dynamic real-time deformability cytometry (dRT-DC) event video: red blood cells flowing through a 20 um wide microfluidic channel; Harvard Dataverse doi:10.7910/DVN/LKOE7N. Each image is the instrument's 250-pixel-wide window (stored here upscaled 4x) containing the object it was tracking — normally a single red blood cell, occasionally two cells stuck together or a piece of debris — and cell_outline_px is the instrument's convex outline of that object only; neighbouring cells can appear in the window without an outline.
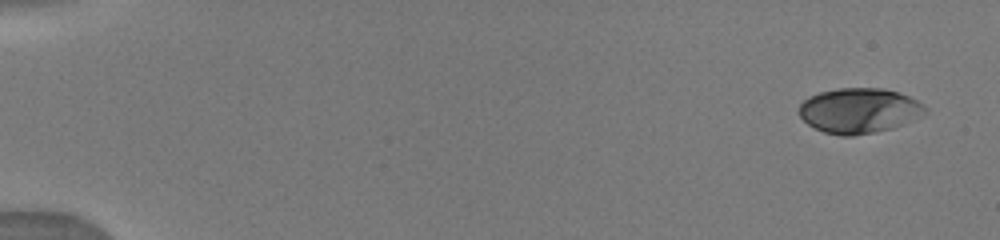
{"species": "human", "species_latin": "Homo sapiens", "temperature_condition": "warm", "stored_images_in_passage": 66, "camera_frame_rate_fps": 3000, "um_per_image_px": 0.085, "donor": {"sex": "male"}, "frame": {"image": 1, "passage_image": 1, "time_ms": 0.0, "image_size_px": [1000, 240], "cell_outline_px": [[928, 112], [892, 128], [876, 132], [852, 136], [840, 136], [824, 132], [808, 124], [800, 116], [800, 104], [808, 96], [820, 92], [840, 88], [880, 88], [896, 92], [908, 96], [916, 100], [928, 108]], "centroid_in_image_um": [73.01, 9.4], "position_along_channel_um": 12.0, "area_um2": 32.89}}
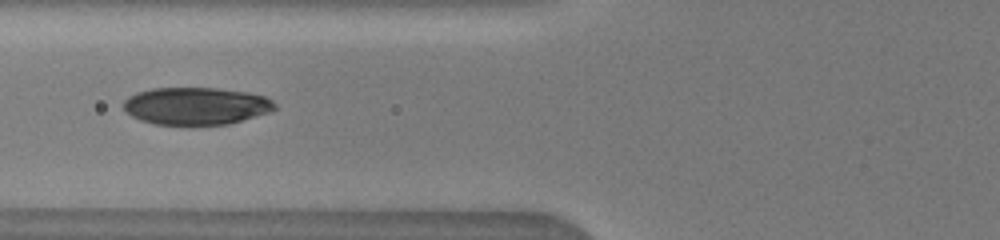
{"frame": {"image": 2, "passage_image": 33, "time_ms": 6.333, "image_size_px": [1000, 240], "cell_outline_px": [[276, 108], [272, 112], [228, 124], [192, 128], [188, 128], [156, 124], [140, 120], [132, 116], [124, 108], [124, 100], [128, 96], [136, 92], [152, 88], [216, 88], [248, 92], [264, 96], [272, 100], [276, 104]], "centroid_in_image_um": [16.67, 9.05], "position_along_channel_um": 109.1, "area_um2": 34.04}}
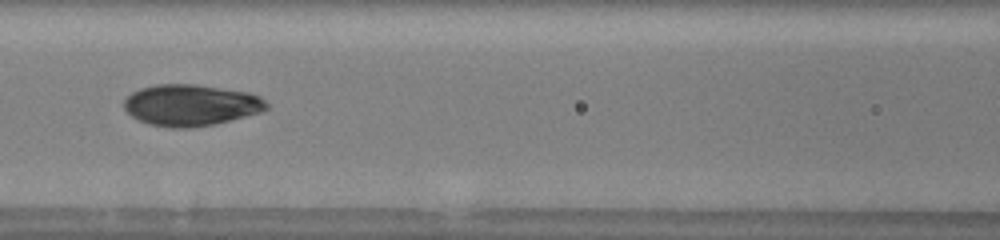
{"frame": {"image": 3, "passage_image": 39, "time_ms": 7.333, "image_size_px": [1000, 240], "cell_outline_px": [[268, 108], [260, 112], [216, 124], [192, 128], [172, 128], [148, 124], [132, 116], [124, 108], [124, 100], [132, 92], [140, 88], [156, 84], [196, 84], [248, 92], [260, 96], [268, 104]], "centroid_in_image_um": [16.22, 8.94], "position_along_channel_um": 150.4, "area_um2": 34.45}}